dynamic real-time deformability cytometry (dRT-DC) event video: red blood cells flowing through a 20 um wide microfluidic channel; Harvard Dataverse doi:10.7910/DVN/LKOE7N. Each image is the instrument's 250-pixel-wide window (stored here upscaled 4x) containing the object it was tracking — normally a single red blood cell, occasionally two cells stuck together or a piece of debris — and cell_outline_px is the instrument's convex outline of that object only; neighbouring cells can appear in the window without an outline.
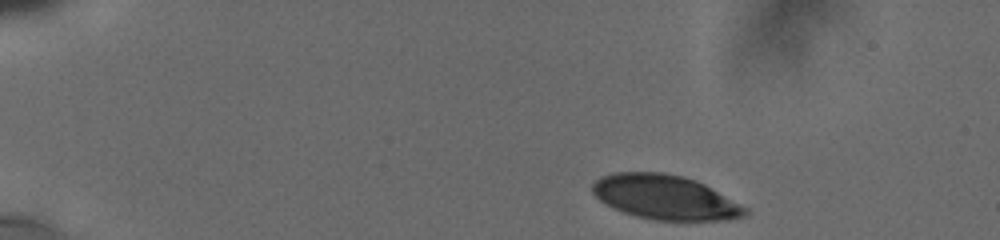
{"species": "human", "species_latin": "Homo sapiens", "temperature_condition": "cold", "stored_images_in_passage": 4, "camera_frame_rate_fps": 3000, "um_per_image_px": 0.085, "donor": {"sex": "male"}, "frame": {"image": 1, "passage_image": 1, "time_ms": 0.0, "image_size_px": [1000, 240], "cell_outline_px": [[748, 212], [744, 216], [728, 220], [652, 220], [636, 216], [612, 208], [604, 204], [592, 192], [592, 184], [600, 176], [616, 172], [664, 172], [684, 176], [696, 180], [704, 184], [748, 208]], "centroid_in_image_um": [56.51, 16.76], "position_along_channel_um": 28.5, "area_um2": 39.65}}